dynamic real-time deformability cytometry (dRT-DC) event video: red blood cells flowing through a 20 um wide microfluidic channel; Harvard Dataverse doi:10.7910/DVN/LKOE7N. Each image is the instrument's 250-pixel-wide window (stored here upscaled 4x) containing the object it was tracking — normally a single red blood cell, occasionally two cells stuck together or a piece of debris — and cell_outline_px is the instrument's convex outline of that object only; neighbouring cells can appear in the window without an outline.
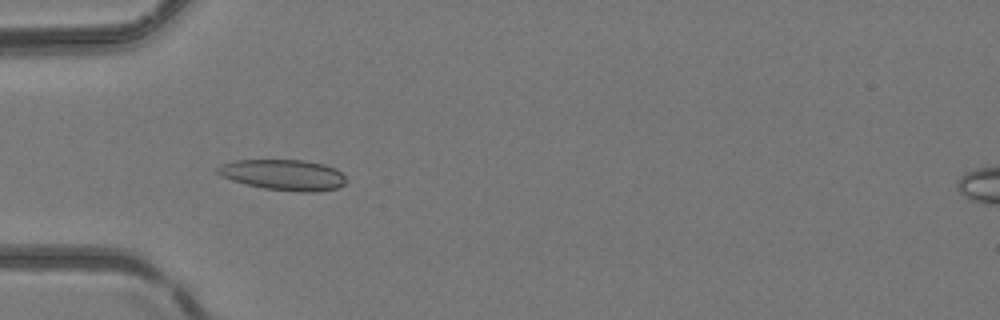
{"species": "common noctule bat (a hibernating species)", "species_latin": "Nyctalus noctula", "temperature_condition": "room temperature", "stored_images_in_passage": 5, "camera_frame_rate_fps": 3000, "um_per_image_px": 0.085, "animal": {"sex": "female", "body_mass_g": 24.6, "forearm_length_mm": 56.2}, "frame": {"image": 1, "passage_image": 5, "time_ms": 1.333, "image_size_px": [1000, 320], "cell_outline_px": [[348, 180], [344, 184], [336, 188], [316, 192], [300, 192], [264, 188], [232, 180], [220, 176], [212, 168], [220, 164], [236, 160], [304, 160], [324, 164], [336, 168]], "centroid_in_image_um": [24.07, 14.85], "position_along_channel_um": 60.9, "area_um2": 23.18}}